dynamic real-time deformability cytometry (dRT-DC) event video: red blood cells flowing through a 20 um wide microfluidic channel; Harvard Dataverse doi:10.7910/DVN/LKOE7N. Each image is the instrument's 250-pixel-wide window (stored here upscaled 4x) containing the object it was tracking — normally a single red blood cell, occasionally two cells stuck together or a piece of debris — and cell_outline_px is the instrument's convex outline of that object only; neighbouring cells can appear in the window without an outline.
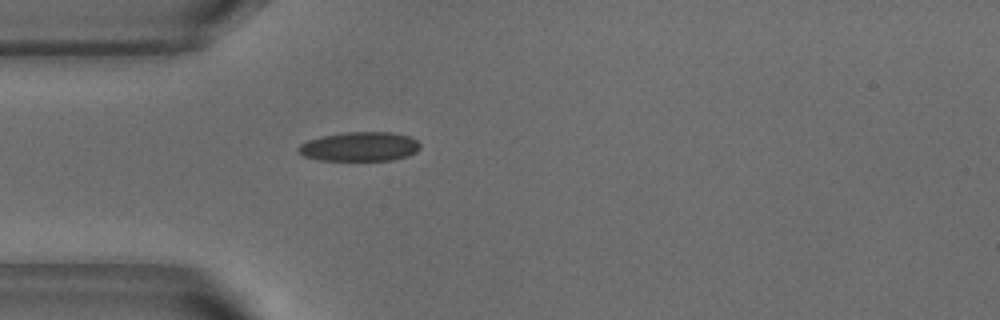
{"species": "common noctule bat (a hibernating species)", "species_latin": "Nyctalus noctula", "temperature_condition": "warm", "stored_images_in_passage": 39, "camera_frame_rate_fps": 3000, "um_per_image_px": 0.085, "animal": {"sex": "male", "body_mass_g": 18.8}, "frame": {"image": 1, "passage_image": 1, "time_ms": 0.0, "image_size_px": [1000, 320], "cell_outline_px": [[420, 148], [416, 152], [408, 156], [392, 160], [320, 160], [304, 156], [296, 148], [300, 144], [308, 140], [320, 136], [344, 132], [392, 132], [408, 136], [416, 140], [420, 144]], "centroid_in_image_um": [30.57, 12.45], "position_along_channel_um": 54.4, "area_um2": 20.81}}
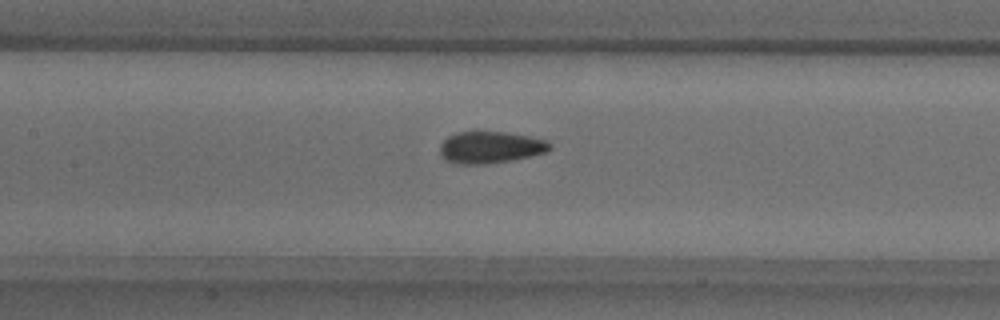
{"frame": {"image": 2, "passage_image": 10, "time_ms": 3.0, "image_size_px": [1000, 320], "cell_outline_px": [[552, 148], [544, 152], [528, 156], [508, 160], [484, 164], [456, 164], [444, 160], [440, 156], [440, 144], [448, 136], [456, 132], [504, 132], [528, 136], [548, 140], [552, 144]], "centroid_in_image_um": [41.64, 12.52], "position_along_channel_um": 165.8, "area_um2": 20.29}}
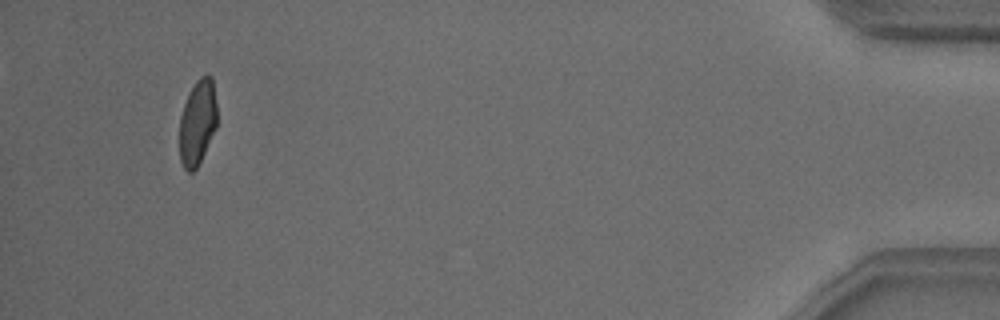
{"frame": {"image": 3, "passage_image": 36, "time_ms": 11.667, "image_size_px": [1000, 320], "cell_outline_px": [[216, 128], [196, 168], [192, 172], [188, 172], [184, 168], [180, 160], [180, 116], [188, 92], [196, 80], [200, 76], [212, 76], [216, 104]], "centroid_in_image_um": [16.78, 10.38], "position_along_channel_um": 418.4, "area_um2": 18.5}, "authors_computed_cell_mechanics": {"area_um2": 20.1722, "velocity_mm_per_s": 3.8041, "shape_relaxation_time_tau1_ms": 3.8193, "shape_relaxation_time_tau2_ms": 1.0631, "deformation_change_tau1": 0.1367, "deformation_change_tau2": 0.0612}}